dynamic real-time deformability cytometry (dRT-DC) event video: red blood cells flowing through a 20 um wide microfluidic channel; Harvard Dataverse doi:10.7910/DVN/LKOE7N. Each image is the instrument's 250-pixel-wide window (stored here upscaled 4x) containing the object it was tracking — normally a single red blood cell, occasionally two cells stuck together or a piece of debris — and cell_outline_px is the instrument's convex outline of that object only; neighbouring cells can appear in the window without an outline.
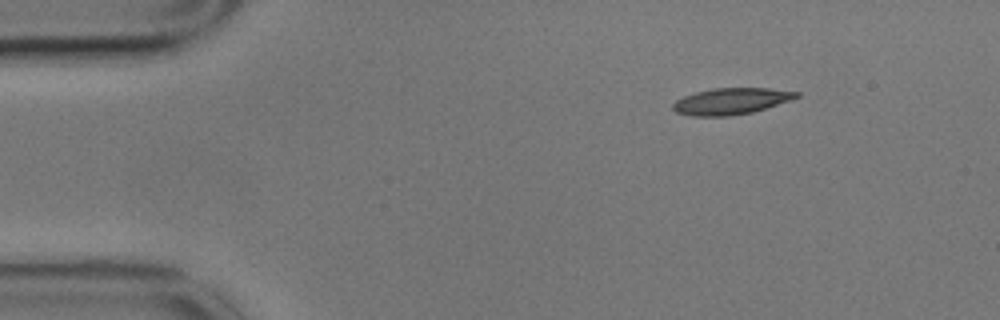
{"species": "common noctule bat (a hibernating species)", "species_latin": "Nyctalus noctula", "temperature_condition": "cold", "stored_images_in_passage": 50, "camera_frame_rate_fps": 3000, "um_per_image_px": 0.085, "animal": {"sex": "male", "body_mass_g": 17.9}, "frame": {"image": 1, "passage_image": 1, "time_ms": 0.0, "image_size_px": [1000, 320], "cell_outline_px": [[800, 96], [792, 100], [752, 112], [728, 116], [692, 116], [676, 112], [672, 108], [672, 104], [676, 100], [684, 96], [696, 92], [712, 88], [768, 88], [800, 92]], "centroid_in_image_um": [62.15, 8.6], "position_along_channel_um": 22.9, "area_um2": 19.02}}
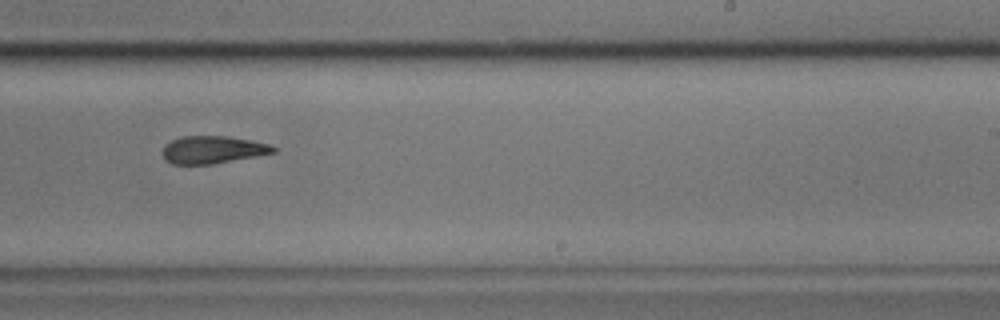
{"frame": {"image": 2, "passage_image": 28, "time_ms": 9.0, "image_size_px": [1000, 320], "cell_outline_px": [[276, 152], [256, 156], [212, 164], [172, 164], [164, 156], [164, 144], [180, 136], [228, 136], [252, 140], [268, 144], [276, 148]], "centroid_in_image_um": [18.09, 12.71], "position_along_channel_um": 270.9, "area_um2": 17.63}}
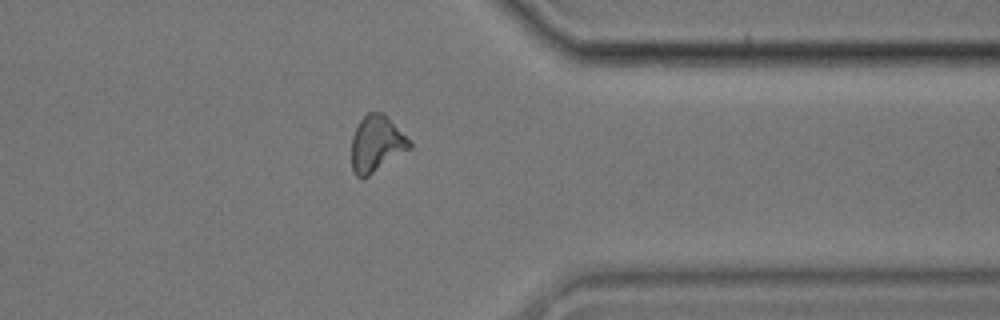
{"frame": {"image": 3, "passage_image": 38, "time_ms": 12.333, "image_size_px": [1000, 320], "cell_outline_px": [[412, 148], [368, 176], [356, 176], [352, 172], [352, 136], [360, 120], [368, 112], [384, 112], [412, 140]], "centroid_in_image_um": [32.05, 12.2], "position_along_channel_um": 379.4, "area_um2": 19.25}, "authors_computed_cell_mechanics": {"area_um2": 18.8428, "velocity_mm_per_s": 3.5129, "shape_relaxation_time_tau1_ms": null, "shape_relaxation_time_tau2_ms": 7.5378, "deformation_change_tau1": null, "deformation_change_tau2": 0.1373}}